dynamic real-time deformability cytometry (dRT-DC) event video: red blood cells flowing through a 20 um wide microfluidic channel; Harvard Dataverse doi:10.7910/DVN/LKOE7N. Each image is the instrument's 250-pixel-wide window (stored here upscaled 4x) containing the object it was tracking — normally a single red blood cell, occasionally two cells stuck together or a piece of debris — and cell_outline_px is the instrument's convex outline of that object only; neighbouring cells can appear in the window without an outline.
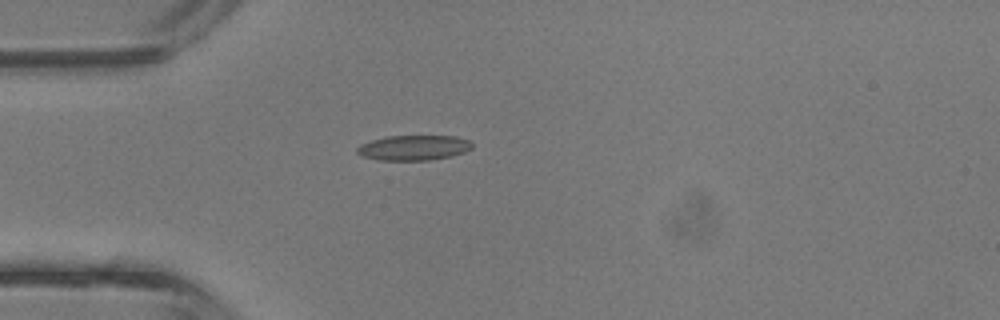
{"species": "common noctule bat (a hibernating species)", "species_latin": "Nyctalus noctula", "temperature_condition": "room temperature", "stored_images_in_passage": 1, "camera_frame_rate_fps": 3000, "um_per_image_px": 0.085, "animal": {"sex": "male", "body_mass_g": 13.3}, "frame": {"image": 1, "passage_image": 1, "time_ms": 0.0, "image_size_px": [1000, 320], "cell_outline_px": [[472, 148], [464, 152], [452, 156], [428, 160], [376, 160], [360, 156], [356, 152], [356, 148], [360, 144], [384, 136], [456, 136], [468, 140], [472, 144]], "centroid_in_image_um": [35.12, 12.56], "position_along_channel_um": 49.9, "area_um2": 16.94}}